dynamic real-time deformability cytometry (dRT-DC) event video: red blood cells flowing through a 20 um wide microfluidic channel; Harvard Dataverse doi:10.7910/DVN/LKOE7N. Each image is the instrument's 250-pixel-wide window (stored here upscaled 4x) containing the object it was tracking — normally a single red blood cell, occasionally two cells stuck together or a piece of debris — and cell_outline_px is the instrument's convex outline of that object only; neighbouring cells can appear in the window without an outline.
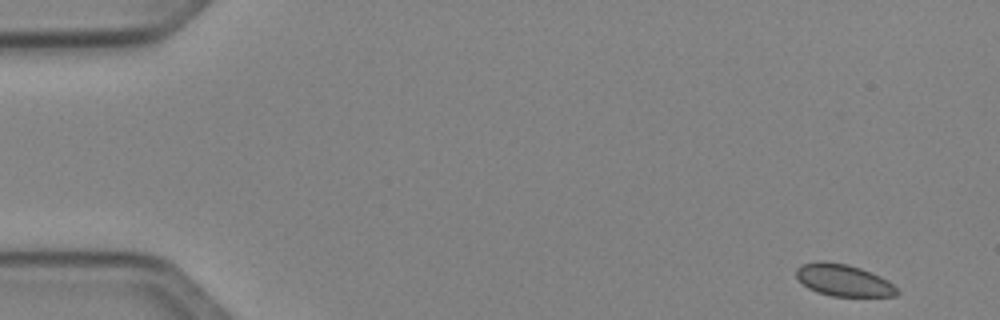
{"species": "Egyptian fruit bat (a non-hibernating species)", "species_latin": "Rousettus aegyptiacus", "temperature_condition": "cold", "stored_images_in_passage": 49, "camera_frame_rate_fps": 3000, "um_per_image_px": 0.085, "animal": {"sex": "female"}, "frame": {"image": 1, "passage_image": 1, "time_ms": 0.0, "image_size_px": [1000, 320], "cell_outline_px": [[900, 292], [896, 296], [832, 296], [816, 292], [808, 288], [796, 276], [796, 268], [800, 264], [816, 260], [824, 260], [848, 264], [860, 268], [880, 276], [888, 280]], "centroid_in_image_um": [71.67, 23.8], "position_along_channel_um": 13.3, "area_um2": 18.9}}
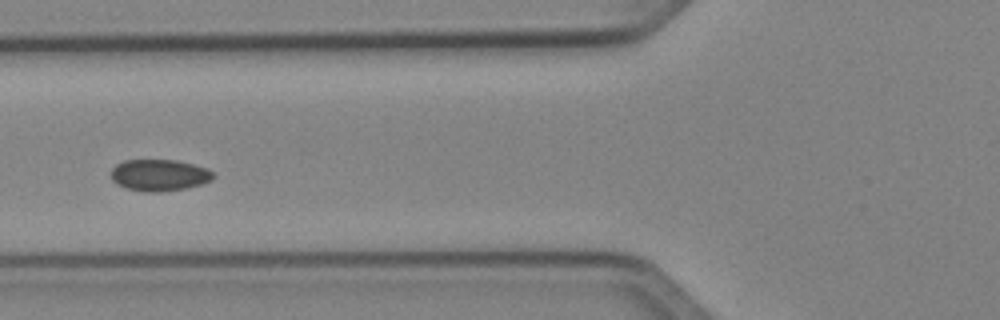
{"frame": {"image": 2, "passage_image": 18, "time_ms": 5.667, "image_size_px": [1000, 320], "cell_outline_px": [[216, 176], [212, 180], [188, 188], [160, 192], [144, 192], [124, 188], [116, 184], [112, 180], [112, 168], [116, 164], [124, 160], [176, 160], [208, 168]], "centroid_in_image_um": [13.54, 14.89], "position_along_channel_um": 112.3, "area_um2": 19.02}}
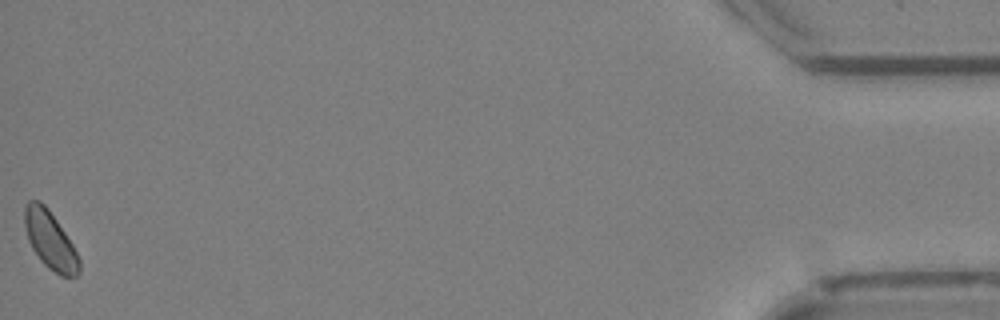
{"frame": {"image": 3, "passage_image": 49, "time_ms": 16.0, "image_size_px": [1000, 320], "cell_outline_px": [[80, 272], [76, 276], [60, 276], [48, 268], [40, 260], [32, 248], [28, 240], [24, 224], [24, 208], [28, 200], [40, 200], [48, 208], [72, 244], [80, 260]], "centroid_in_image_um": [4.24, 20.42], "position_along_channel_um": 431.0, "area_um2": 18.32}, "authors_computed_cell_mechanics": {"area_um2": 18.785, "velocity_mm_per_s": 4.0024, "shape_relaxation_time_tau1_ms": null, "shape_relaxation_time_tau2_ms": 5.264, "deformation_change_tau1": null, "deformation_change_tau2": 0.0633}}